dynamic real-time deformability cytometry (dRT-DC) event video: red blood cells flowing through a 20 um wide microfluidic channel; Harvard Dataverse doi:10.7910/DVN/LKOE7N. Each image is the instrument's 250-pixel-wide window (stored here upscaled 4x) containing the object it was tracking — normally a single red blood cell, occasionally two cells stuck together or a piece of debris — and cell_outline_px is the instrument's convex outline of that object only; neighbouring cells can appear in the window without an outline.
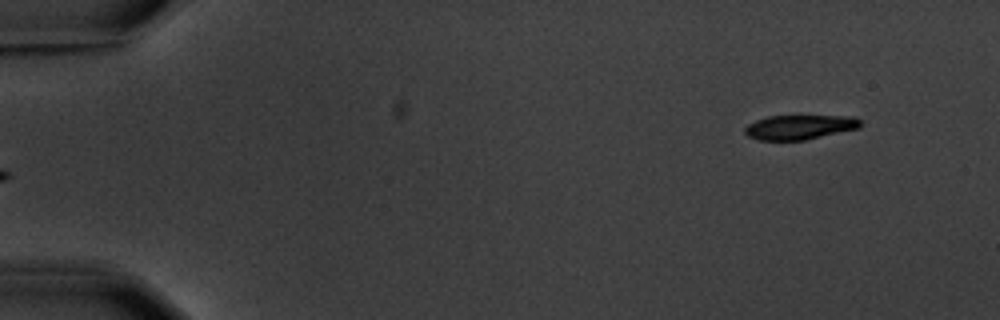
{"species": "common noctule bat (a hibernating species)", "species_latin": "Nyctalus noctula", "temperature_condition": "warm", "stored_images_in_passage": 5, "camera_frame_rate_fps": 3000, "um_per_image_px": 0.085, "animal": {"sex": "male", "body_mass_g": 20.1, "forearm_length_mm": 53.5}, "frame": {"image": 1, "passage_image": 5, "time_ms": 5.667, "image_size_px": [1000, 320], "cell_outline_px": [[860, 128], [804, 140], [756, 140], [748, 136], [744, 132], [744, 128], [748, 124], [756, 120], [768, 116], [852, 116], [860, 120]], "centroid_in_image_um": [67.94, 10.81], "position_along_channel_um": 17.1, "area_um2": 16.47}}